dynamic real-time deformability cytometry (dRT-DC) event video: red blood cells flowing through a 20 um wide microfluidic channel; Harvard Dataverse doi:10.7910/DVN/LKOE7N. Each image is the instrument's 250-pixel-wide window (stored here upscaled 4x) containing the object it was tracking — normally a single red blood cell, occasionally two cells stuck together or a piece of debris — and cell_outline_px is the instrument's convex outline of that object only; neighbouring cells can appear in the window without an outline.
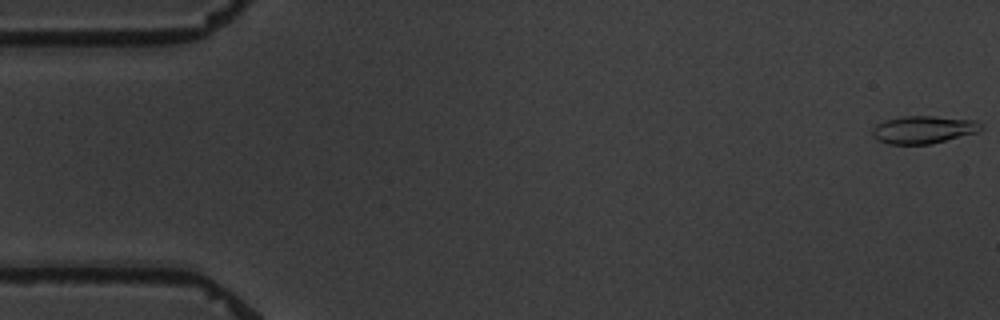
{"species": "common noctule bat (a hibernating species)", "species_latin": "Nyctalus noctula", "temperature_condition": "warm", "stored_images_in_passage": 10, "camera_frame_rate_fps": 3000, "um_per_image_px": 0.085, "animal": {"sex": "male", "body_mass_g": 19.5, "forearm_length_mm": 54.6}, "frame": {"image": 1, "passage_image": 1, "time_ms": 0.0, "image_size_px": [1000, 320], "cell_outline_px": [[984, 128], [980, 132], [932, 144], [888, 144], [876, 140], [872, 136], [872, 128], [876, 124], [884, 120], [904, 116], [932, 116], [976, 120]], "centroid_in_image_um": [78.49, 11.03], "position_along_channel_um": 6.5, "area_um2": 17.8}}
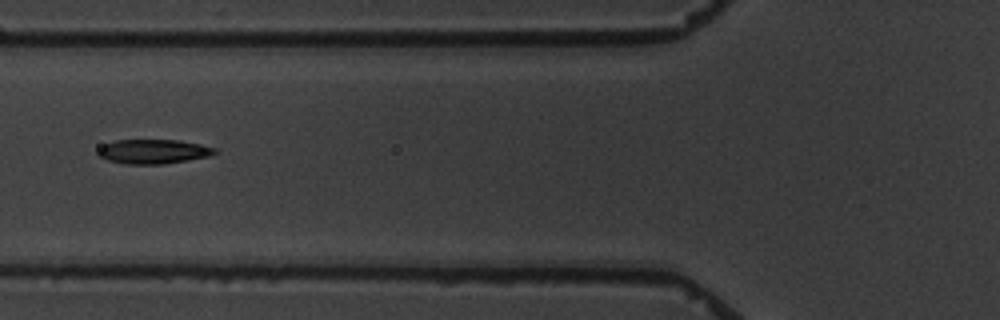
{"frame": {"image": 2, "passage_image": 7, "time_ms": 7.0, "image_size_px": [1000, 320], "cell_outline_px": [[216, 152], [208, 156], [188, 160], [164, 164], [124, 164], [108, 160], [100, 156], [96, 152], [104, 144], [116, 140], [180, 140], [200, 144], [216, 148]], "centroid_in_image_um": [13.02, 12.88], "position_along_channel_um": 112.8, "area_um2": 16.53}}
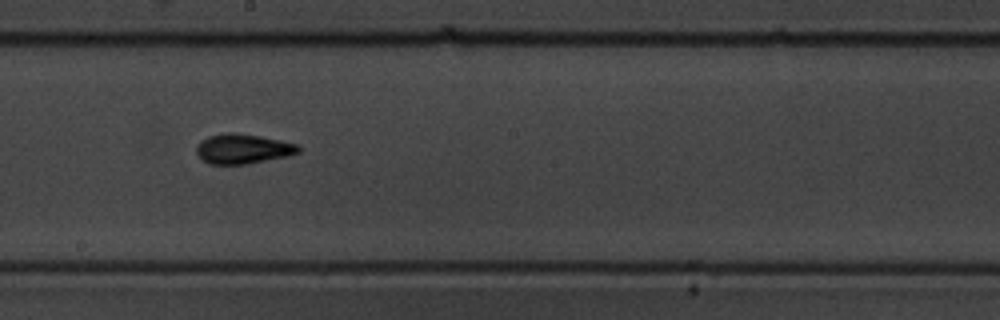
{"frame": {"image": 3, "passage_image": 10, "time_ms": 10.333, "image_size_px": [1000, 320], "cell_outline_px": [[300, 152], [288, 156], [248, 164], [208, 164], [196, 152], [196, 144], [200, 140], [208, 136], [224, 132], [236, 132], [260, 136], [280, 140], [296, 144], [300, 148]], "centroid_in_image_um": [20.62, 12.64], "position_along_channel_um": 227.6, "area_um2": 17.86}}